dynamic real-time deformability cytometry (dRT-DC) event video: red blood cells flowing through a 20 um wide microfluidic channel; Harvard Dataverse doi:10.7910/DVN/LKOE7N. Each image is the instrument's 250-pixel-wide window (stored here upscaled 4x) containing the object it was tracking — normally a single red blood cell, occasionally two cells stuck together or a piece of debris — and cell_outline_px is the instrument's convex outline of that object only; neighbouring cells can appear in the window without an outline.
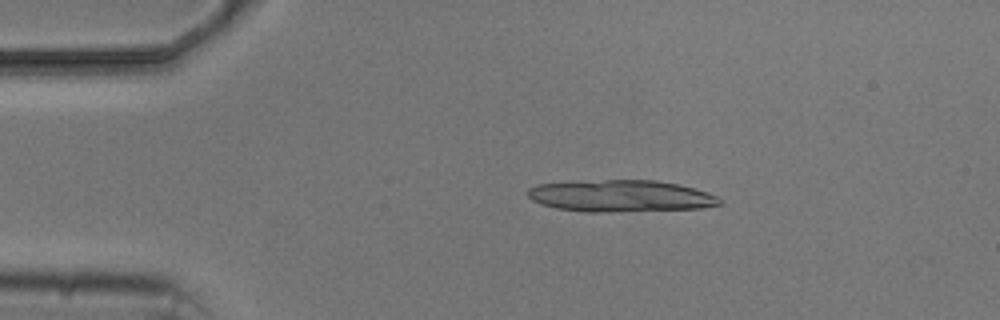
{"species": "common noctule bat (a hibernating species)", "species_latin": "Nyctalus noctula", "temperature_condition": "cold", "stored_images_in_passage": 8, "camera_frame_rate_fps": 3000, "um_per_image_px": 0.085, "animal": {"sex": "male", "body_mass_g": 20.5, "forearm_length_mm": 52.5}, "frame": {"image": 1, "passage_image": 3, "time_ms": 2.333, "image_size_px": [1000, 320], "cell_outline_px": [[724, 204], [700, 208], [604, 212], [584, 212], [556, 208], [540, 204], [532, 200], [528, 196], [528, 188], [536, 184], [604, 180], [656, 180], [676, 184], [692, 188], [716, 196], [724, 200]], "centroid_in_image_um": [52.74, 16.66], "position_along_channel_um": 32.3, "area_um2": 35.37}}
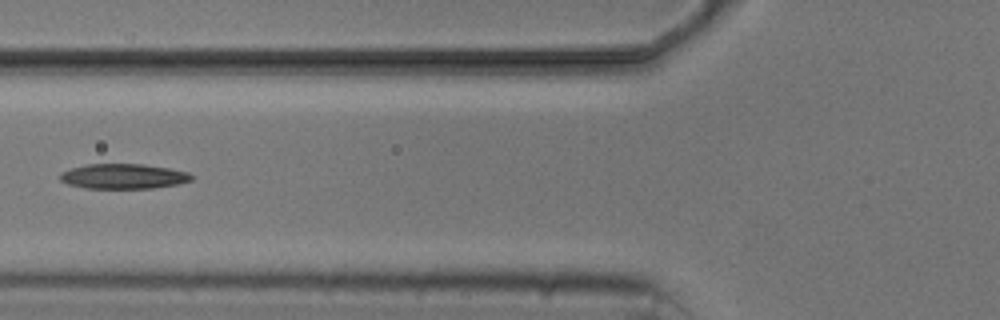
{"frame": {"image": 2, "passage_image": 6, "time_ms": 6.0, "image_size_px": [1000, 320], "cell_outline_px": [[192, 180], [176, 184], [152, 188], [84, 188], [68, 184], [60, 180], [60, 172], [72, 168], [88, 164], [144, 164], [168, 168], [188, 172], [192, 176]], "centroid_in_image_um": [10.46, 14.98], "position_along_channel_um": 115.3, "area_um2": 19.02}}
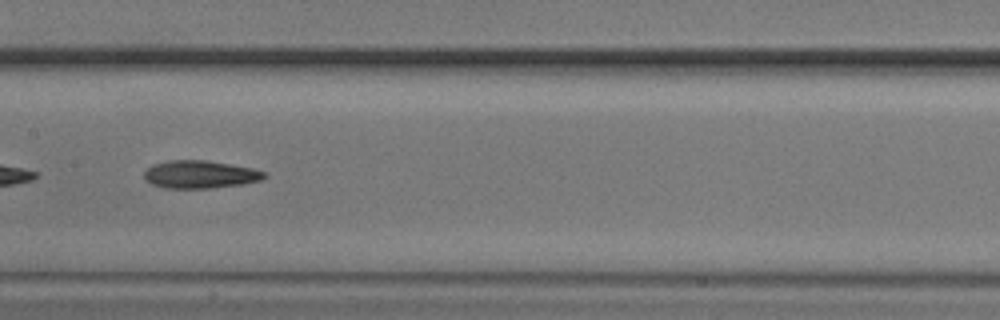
{"frame": {"image": 3, "passage_image": 8, "time_ms": 8.0, "image_size_px": [1000, 320], "cell_outline_px": [[268, 176], [260, 180], [244, 184], [208, 188], [164, 188], [152, 184], [144, 176], [144, 172], [152, 164], [168, 160], [204, 160], [252, 168], [268, 172]], "centroid_in_image_um": [17.03, 14.82], "position_along_channel_um": 190.4, "area_um2": 19.42}}